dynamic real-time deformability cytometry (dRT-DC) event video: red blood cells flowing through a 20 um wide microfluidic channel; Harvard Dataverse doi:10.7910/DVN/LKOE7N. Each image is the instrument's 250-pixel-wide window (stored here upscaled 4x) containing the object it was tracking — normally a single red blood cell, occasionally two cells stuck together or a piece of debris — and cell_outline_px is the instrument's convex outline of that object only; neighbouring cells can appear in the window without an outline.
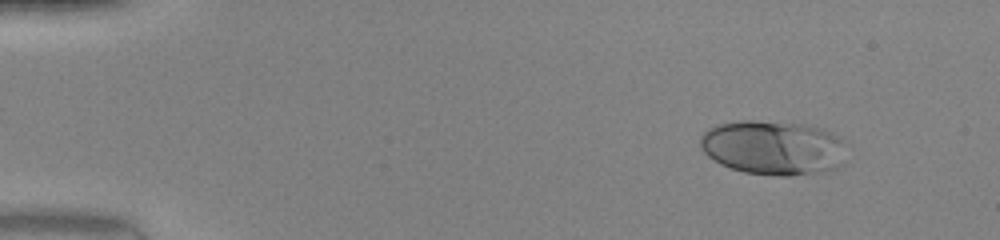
{"species": "human", "species_latin": "Homo sapiens", "temperature_condition": "warm", "stored_images_in_passage": 48, "camera_frame_rate_fps": 3000, "um_per_image_px": 0.085, "donor": {"sex": "female"}, "frame": {"image": 1, "passage_image": 5, "time_ms": 1.333, "image_size_px": [1000, 240], "cell_outline_px": [[844, 164], [828, 172], [788, 176], [776, 176], [744, 172], [720, 164], [708, 156], [704, 152], [700, 144], [700, 136], [708, 128], [716, 124], [744, 120], [752, 120], [804, 124], [820, 128], [832, 132], [840, 136]], "centroid_in_image_um": [65.71, 12.56], "position_along_channel_um": 19.3, "area_um2": 46.64}}
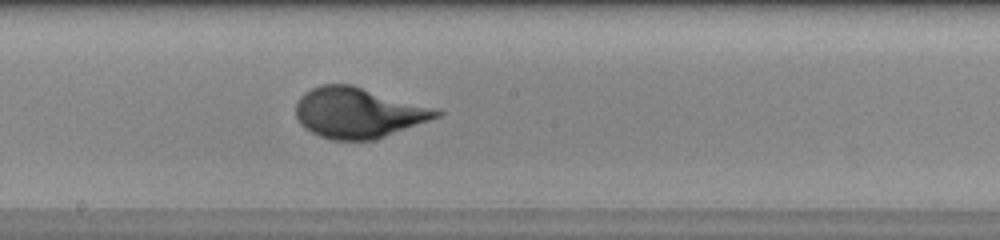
{"frame": {"image": 2, "passage_image": 27, "time_ms": 8.667, "image_size_px": [1000, 240], "cell_outline_px": [[444, 112], [440, 116], [376, 140], [336, 140], [320, 136], [304, 128], [300, 124], [296, 116], [296, 104], [300, 96], [304, 92], [320, 84], [352, 84], [440, 108]], "centroid_in_image_um": [30.49, 9.57], "position_along_channel_um": 217.7, "area_um2": 41.85}}
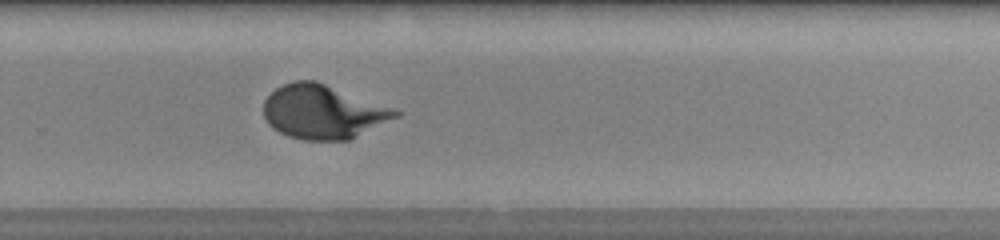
{"frame": {"image": 3, "passage_image": 33, "time_ms": 10.667, "image_size_px": [1000, 240], "cell_outline_px": [[400, 116], [348, 140], [304, 140], [288, 136], [272, 128], [268, 124], [264, 116], [264, 100], [276, 88], [284, 84], [296, 80], [316, 80], [396, 108], [400, 112]], "centroid_in_image_um": [27.48, 9.5], "position_along_channel_um": 302.3, "area_um2": 41.62}, "authors_computed_cell_mechanics": {"area_um2": 41.3559, "velocity_mm_per_s": 4.247, "shape_relaxation_time_tau1_ms": 3.169, "shape_relaxation_time_tau2_ms": null, "deformation_change_tau1": 0.1977, "deformation_change_tau2": null}}